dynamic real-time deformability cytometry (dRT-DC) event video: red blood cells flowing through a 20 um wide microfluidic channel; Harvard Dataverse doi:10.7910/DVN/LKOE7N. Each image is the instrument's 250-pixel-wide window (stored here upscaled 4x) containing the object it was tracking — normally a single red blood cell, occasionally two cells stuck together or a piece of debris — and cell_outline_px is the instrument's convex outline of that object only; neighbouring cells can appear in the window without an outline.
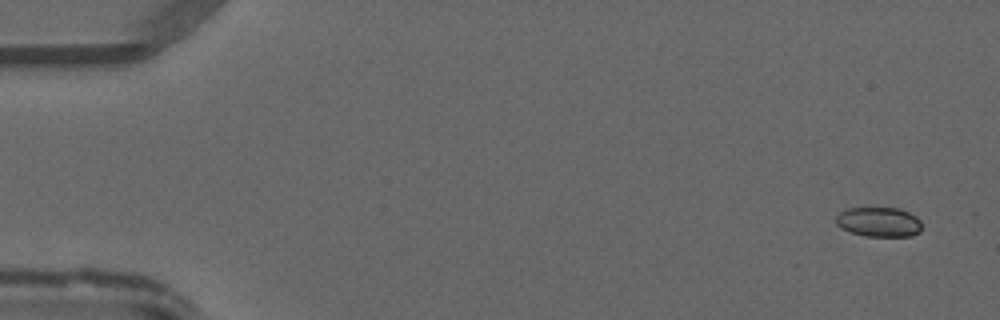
{"species": "common noctule bat (a hibernating species)", "species_latin": "Nyctalus noctula", "temperature_condition": "warm", "stored_images_in_passage": 49, "camera_frame_rate_fps": 3000, "um_per_image_px": 0.085, "animal": {"sex": "male", "forearm_length_mm": 52.5}, "frame": {"image": 1, "passage_image": 3, "time_ms": 0.667, "image_size_px": [1000, 320], "cell_outline_px": [[920, 232], [912, 236], [864, 236], [840, 228], [836, 224], [836, 216], [844, 208], [900, 208], [916, 216], [920, 220]], "centroid_in_image_um": [74.69, 18.86], "position_along_channel_um": 10.3, "area_um2": 14.91}}
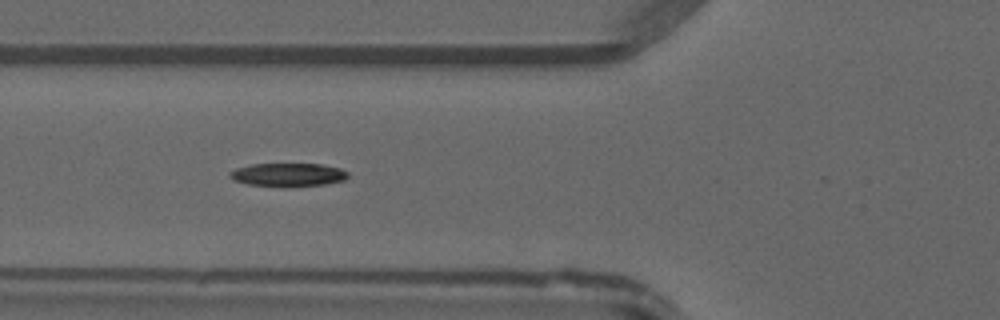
{"frame": {"image": 2, "passage_image": 19, "time_ms": 6.0, "image_size_px": [1000, 320], "cell_outline_px": [[348, 176], [344, 180], [324, 184], [288, 188], [284, 188], [248, 184], [232, 180], [228, 176], [228, 172], [236, 168], [252, 164], [320, 164], [340, 168], [348, 172]], "centroid_in_image_um": [24.44, 14.87], "position_along_channel_um": 101.4, "area_um2": 16.42}}
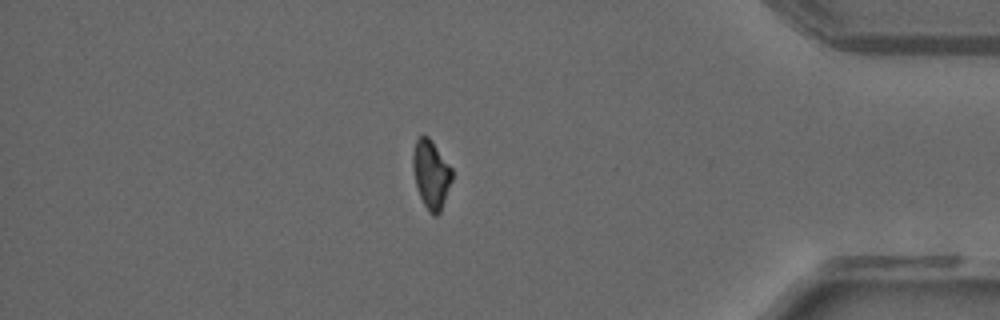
{"frame": {"image": 3, "passage_image": 42, "time_ms": 13.667, "image_size_px": [1000, 320], "cell_outline_px": [[452, 180], [440, 212], [436, 216], [432, 216], [428, 212], [420, 196], [416, 184], [412, 164], [412, 156], [416, 140], [420, 136], [428, 136], [432, 140], [452, 168]], "centroid_in_image_um": [36.64, 14.81], "position_along_channel_um": 398.6, "area_um2": 15.55}}